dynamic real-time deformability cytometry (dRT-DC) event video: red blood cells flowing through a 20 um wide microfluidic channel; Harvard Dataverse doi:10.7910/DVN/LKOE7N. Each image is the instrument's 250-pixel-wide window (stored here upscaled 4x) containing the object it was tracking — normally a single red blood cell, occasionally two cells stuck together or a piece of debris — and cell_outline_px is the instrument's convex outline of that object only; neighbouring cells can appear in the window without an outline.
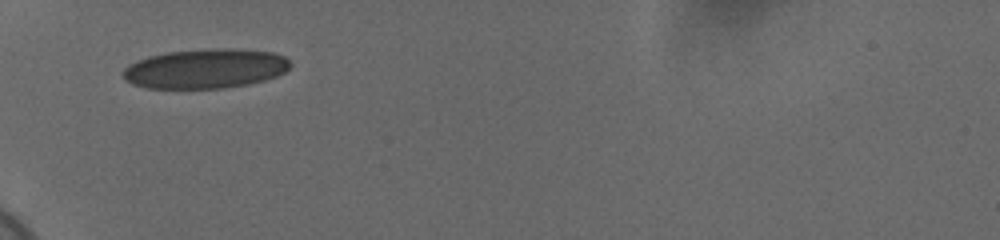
{"species": "human", "species_latin": "Homo sapiens", "temperature_condition": "cold", "stored_images_in_passage": 34, "camera_frame_rate_fps": 3000, "um_per_image_px": 0.085, "donor": {"sex": "female"}, "frame": {"image": 1, "passage_image": 1, "time_ms": 0.0, "image_size_px": [1000, 240], "cell_outline_px": [[292, 64], [284, 72], [276, 76], [264, 80], [248, 84], [224, 88], [148, 88], [132, 84], [124, 80], [120, 72], [128, 64], [136, 60], [148, 56], [168, 52], [208, 48], [240, 48], [272, 52], [284, 56]], "centroid_in_image_um": [17.43, 5.82], "position_along_channel_um": 67.6, "area_um2": 38.96}}
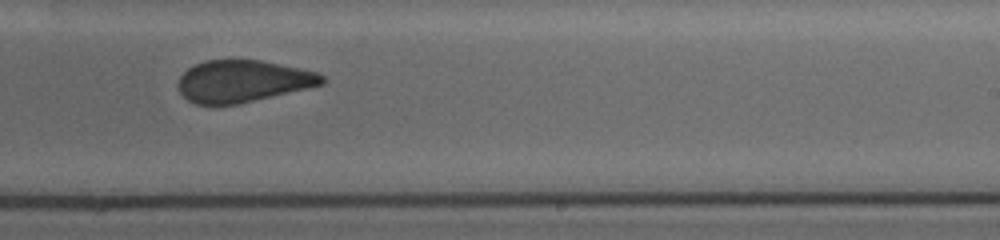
{"frame": {"image": 2, "passage_image": 18, "time_ms": 5.667, "image_size_px": [1000, 240], "cell_outline_px": [[324, 84], [236, 104], [196, 104], [188, 100], [180, 92], [180, 76], [188, 68], [204, 60], [260, 60], [300, 68], [316, 72], [324, 76]], "centroid_in_image_um": [20.64, 6.89], "position_along_channel_um": 268.4, "area_um2": 34.56}}
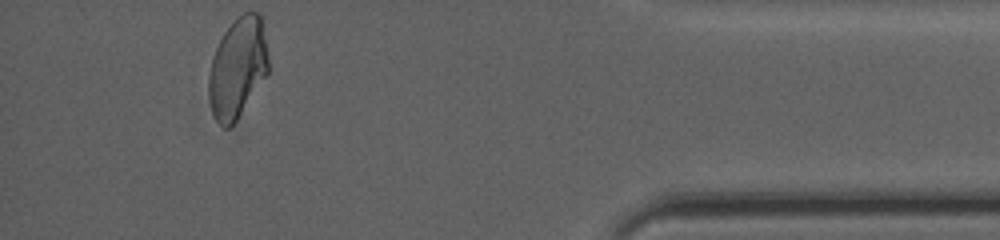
{"frame": {"image": 3, "passage_image": 33, "time_ms": 10.667, "image_size_px": [1000, 240], "cell_outline_px": [[268, 72], [236, 120], [228, 128], [224, 128], [216, 120], [212, 112], [208, 92], [208, 76], [212, 56], [224, 32], [244, 12], [260, 12], [268, 56]], "centroid_in_image_um": [20.18, 5.77], "position_along_channel_um": 415.0, "area_um2": 34.28}, "authors_computed_cell_mechanics": {"area_um2": 37.0787, "velocity_mm_per_s": 3.6966, "shape_relaxation_time_tau1_ms": null, "shape_relaxation_time_tau2_ms": 1.3549, "deformation_change_tau1": null, "deformation_change_tau2": 0.0664}}